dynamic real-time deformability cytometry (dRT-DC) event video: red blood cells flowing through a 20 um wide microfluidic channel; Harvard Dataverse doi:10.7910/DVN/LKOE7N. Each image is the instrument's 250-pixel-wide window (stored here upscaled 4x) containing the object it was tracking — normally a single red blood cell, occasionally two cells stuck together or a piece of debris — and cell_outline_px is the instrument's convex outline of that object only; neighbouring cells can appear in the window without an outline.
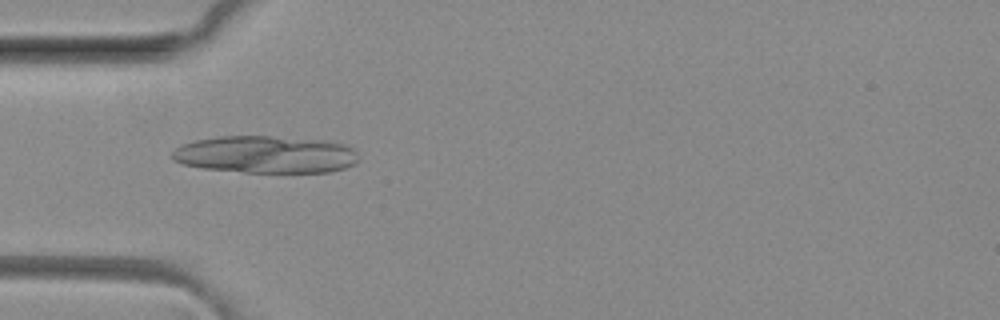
{"species": "common noctule bat (a hibernating species)", "species_latin": "Nyctalus noctula", "temperature_condition": "room temperature", "stored_images_in_passage": 29, "camera_frame_rate_fps": 3000, "um_per_image_px": 0.085, "animal": {"sex": "female", "body_mass_g": 29.2, "forearm_length_mm": 56.3}, "frame": {"image": 1, "passage_image": 1, "time_ms": 0.0, "image_size_px": [1000, 320], "cell_outline_px": [[356, 160], [352, 164], [344, 168], [328, 172], [244, 172], [204, 168], [184, 164], [172, 160], [172, 152], [176, 148], [184, 144], [196, 140], [220, 136], [268, 136], [324, 140], [348, 144], [356, 152]], "centroid_in_image_um": [22.58, 13.12], "position_along_channel_um": 62.4, "area_um2": 40.29}}
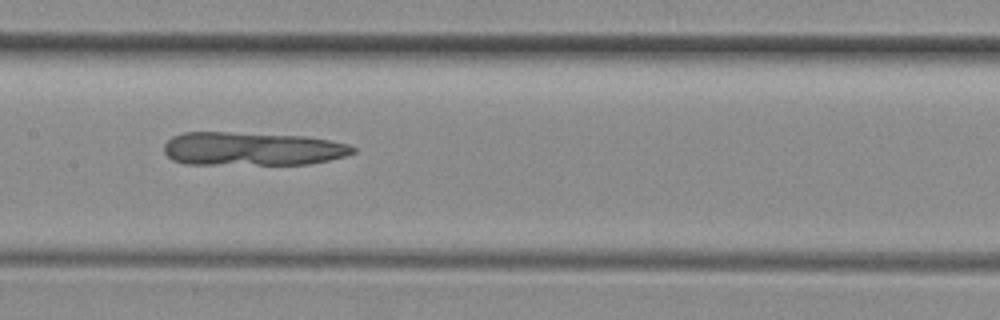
{"frame": {"image": 2, "passage_image": 10, "time_ms": 3.0, "image_size_px": [1000, 320], "cell_outline_px": [[356, 152], [344, 156], [328, 160], [308, 164], [184, 164], [172, 160], [164, 152], [164, 144], [172, 136], [184, 132], [228, 132], [304, 136], [328, 140], [348, 144], [356, 148]], "centroid_in_image_um": [21.4, 12.65], "position_along_channel_um": 186.0, "area_um2": 36.88}}
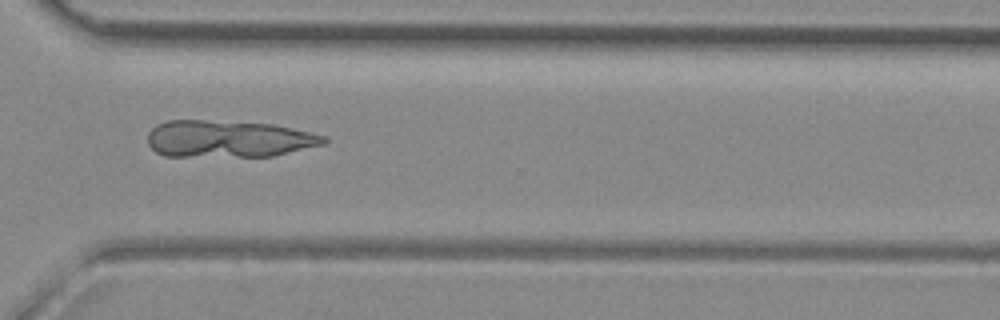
{"frame": {"image": 3, "passage_image": 22, "time_ms": 7.0, "image_size_px": [1000, 320], "cell_outline_px": [[328, 140], [324, 144], [272, 156], [164, 156], [156, 152], [148, 144], [148, 132], [156, 124], [168, 120], [204, 120], [272, 124], [292, 128], [328, 136]], "centroid_in_image_um": [19.4, 11.8], "position_along_channel_um": 351.2, "area_um2": 37.97}}